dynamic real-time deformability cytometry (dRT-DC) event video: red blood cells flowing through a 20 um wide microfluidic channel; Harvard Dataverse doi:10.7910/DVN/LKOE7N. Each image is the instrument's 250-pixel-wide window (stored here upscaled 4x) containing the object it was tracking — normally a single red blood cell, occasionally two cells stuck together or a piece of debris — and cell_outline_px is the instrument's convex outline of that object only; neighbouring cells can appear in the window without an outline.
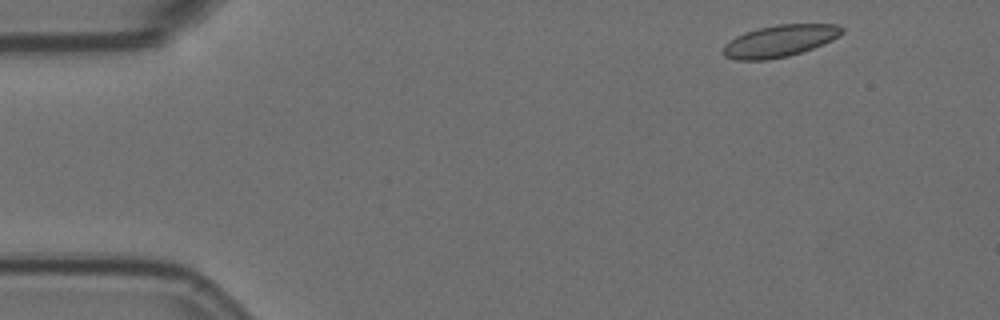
{"species": "Egyptian fruit bat (a non-hibernating species)", "species_latin": "Rousettus aegyptiacus", "temperature_condition": "room temperature", "stored_images_in_passage": 4, "camera_frame_rate_fps": 3000, "um_per_image_px": 0.085, "animal": {"sex": "female"}, "frame": {"image": 1, "passage_image": 1, "time_ms": 0.0, "image_size_px": [1000, 320], "cell_outline_px": [[844, 32], [840, 36], [832, 40], [812, 48], [788, 56], [768, 60], [736, 60], [724, 56], [720, 52], [724, 44], [736, 36], [744, 32], [776, 24], [836, 24], [844, 28]], "centroid_in_image_um": [66.25, 3.48], "position_along_channel_um": 18.8, "area_um2": 22.2}}
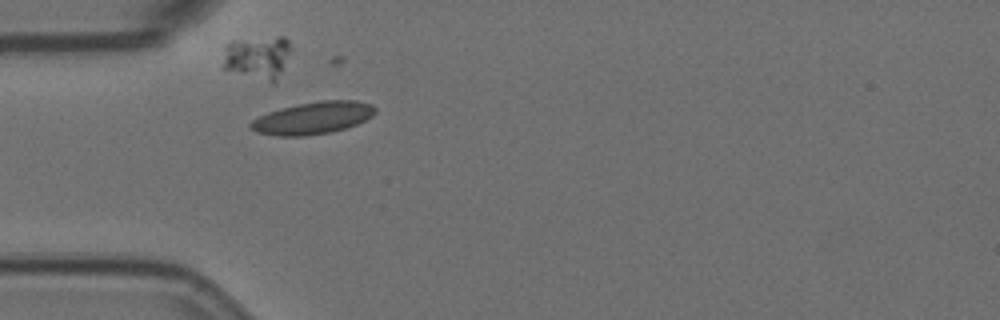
{"frame": {"image": 2, "passage_image": 4, "time_ms": 1.0, "image_size_px": [1000, 320], "cell_outline_px": [[376, 112], [372, 116], [356, 124], [332, 132], [304, 136], [276, 136], [256, 132], [248, 124], [252, 120], [268, 112], [280, 108], [320, 100], [356, 100], [372, 104], [376, 108]], "centroid_in_image_um": [26.6, 10.02], "position_along_channel_um": 58.4, "area_um2": 23.35}}